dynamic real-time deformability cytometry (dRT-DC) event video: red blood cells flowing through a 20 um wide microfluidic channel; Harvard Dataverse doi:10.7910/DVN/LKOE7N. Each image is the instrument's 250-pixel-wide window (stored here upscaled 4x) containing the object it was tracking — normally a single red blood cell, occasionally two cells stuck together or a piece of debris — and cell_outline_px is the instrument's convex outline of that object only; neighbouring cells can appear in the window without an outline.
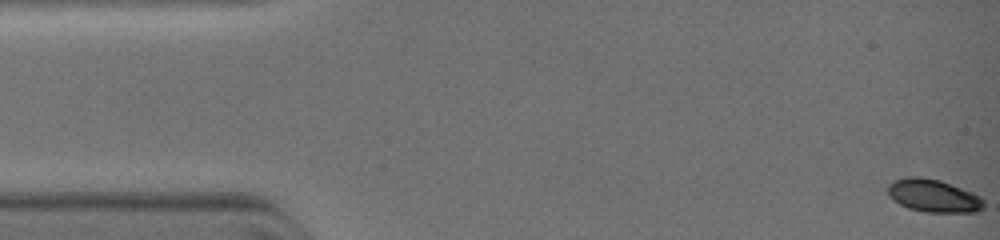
{"species": "common noctule bat (a hibernating species)", "species_latin": "Nyctalus noctula", "temperature_condition": "warm", "stored_images_in_passage": 4, "camera_frame_rate_fps": 3000, "um_per_image_px": 0.085, "animal": {"sex": "female", "body_mass_g": 19.0, "forearm_length_mm": 51.5}, "frame": {"image": 1, "passage_image": 1, "time_ms": 0.0, "image_size_px": [1000, 240], "cell_outline_px": [[984, 208], [976, 212], [924, 212], [908, 208], [892, 200], [888, 192], [888, 184], [892, 180], [908, 176], [920, 176], [940, 180], [972, 192], [980, 196], [984, 200]], "centroid_in_image_um": [79.33, 16.63], "position_along_channel_um": 5.7, "area_um2": 18.55}}